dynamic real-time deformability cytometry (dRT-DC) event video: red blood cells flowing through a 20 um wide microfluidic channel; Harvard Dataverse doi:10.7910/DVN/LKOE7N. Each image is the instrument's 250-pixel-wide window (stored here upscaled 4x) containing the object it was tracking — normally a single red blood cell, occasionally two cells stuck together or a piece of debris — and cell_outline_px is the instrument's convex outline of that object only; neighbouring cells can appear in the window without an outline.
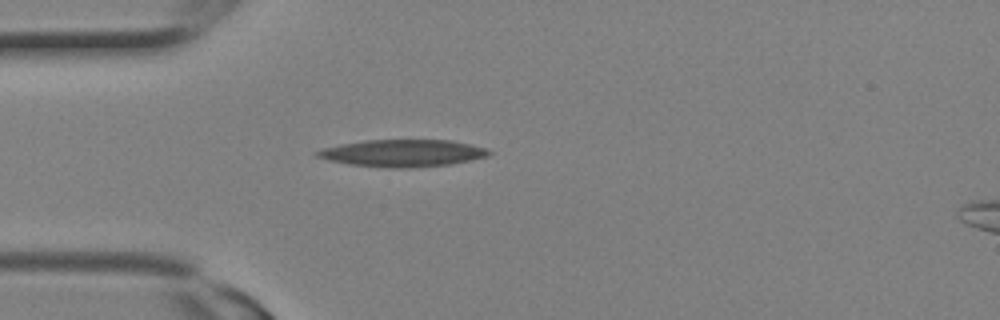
{"species": "Egyptian fruit bat (a non-hibernating species)", "species_latin": "Rousettus aegyptiacus", "temperature_condition": "room temperature", "stored_images_in_passage": 3, "segment_of_instrument_passage": [1, 2], "camera_frame_rate_fps": 3000, "um_per_image_px": 0.085, "animal": {"sex": "female"}, "frame": {"image": 1, "passage_image": 2, "time_ms": 0.333, "image_size_px": [1000, 320], "cell_outline_px": [[492, 152], [488, 156], [448, 164], [412, 168], [392, 168], [348, 164], [328, 160], [316, 156], [312, 152], [324, 148], [340, 144], [364, 140], [452, 140], [472, 144], [488, 148]], "centroid_in_image_um": [34.22, 13.01], "position_along_channel_um": 50.8, "area_um2": 27.22}}